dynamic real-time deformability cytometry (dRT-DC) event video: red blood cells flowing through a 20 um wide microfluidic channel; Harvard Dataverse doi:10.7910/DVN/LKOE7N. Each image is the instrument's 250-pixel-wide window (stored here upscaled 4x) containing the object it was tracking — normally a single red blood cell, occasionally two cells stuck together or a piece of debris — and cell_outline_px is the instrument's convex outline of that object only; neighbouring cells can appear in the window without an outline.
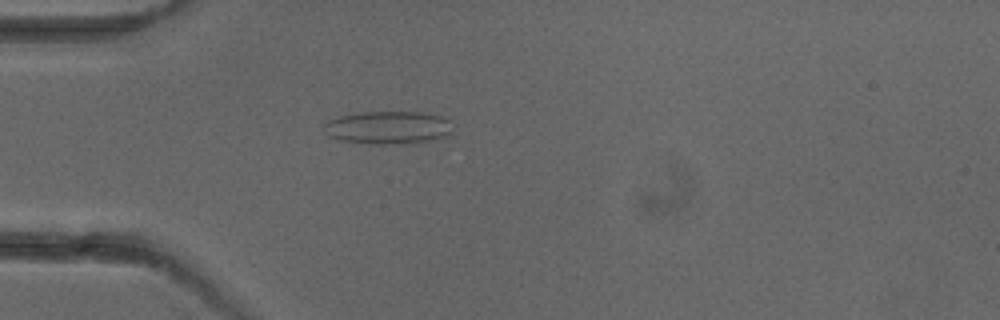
{"species": "common noctule bat (a hibernating species)", "species_latin": "Nyctalus noctula", "temperature_condition": "cold", "stored_images_in_passage": 4, "camera_frame_rate_fps": 3000, "um_per_image_px": 0.085, "animal": {"sex": "female"}, "frame": {"image": 1, "passage_image": 4, "time_ms": 4.333, "image_size_px": [1000, 320], "cell_outline_px": [[452, 136], [428, 140], [400, 144], [368, 144], [340, 140], [328, 136], [324, 124], [328, 120], [340, 116], [364, 112], [424, 112], [440, 116], [448, 120], [452, 132]], "centroid_in_image_um": [33.0, 10.85], "position_along_channel_um": 52.0, "area_um2": 24.68}}